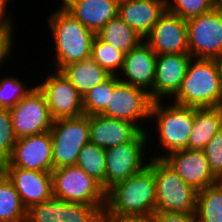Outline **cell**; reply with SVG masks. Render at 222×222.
<instances>
[{
  "mask_svg": "<svg viewBox=\"0 0 222 222\" xmlns=\"http://www.w3.org/2000/svg\"><path fill=\"white\" fill-rule=\"evenodd\" d=\"M156 192L154 173L146 166L106 192L105 217H152L156 212Z\"/></svg>",
  "mask_w": 222,
  "mask_h": 222,
  "instance_id": "6da1fadb",
  "label": "cell"
},
{
  "mask_svg": "<svg viewBox=\"0 0 222 222\" xmlns=\"http://www.w3.org/2000/svg\"><path fill=\"white\" fill-rule=\"evenodd\" d=\"M51 30L55 50V70L91 57L92 43L96 34L87 29L63 6L50 13ZM57 67V68H56Z\"/></svg>",
  "mask_w": 222,
  "mask_h": 222,
  "instance_id": "7a4b0ae2",
  "label": "cell"
},
{
  "mask_svg": "<svg viewBox=\"0 0 222 222\" xmlns=\"http://www.w3.org/2000/svg\"><path fill=\"white\" fill-rule=\"evenodd\" d=\"M174 98V99H173ZM170 100L173 103L196 107L222 106L218 68L214 59L192 58L181 87Z\"/></svg>",
  "mask_w": 222,
  "mask_h": 222,
  "instance_id": "3957f363",
  "label": "cell"
},
{
  "mask_svg": "<svg viewBox=\"0 0 222 222\" xmlns=\"http://www.w3.org/2000/svg\"><path fill=\"white\" fill-rule=\"evenodd\" d=\"M172 103V104H171ZM163 105L162 101H154L151 105L150 118H155L158 134L157 143L162 154H154L152 158H164L169 153L188 149V139L192 132L194 107L182 106L171 102ZM156 116V117H155ZM167 151V153H166Z\"/></svg>",
  "mask_w": 222,
  "mask_h": 222,
  "instance_id": "277c9868",
  "label": "cell"
},
{
  "mask_svg": "<svg viewBox=\"0 0 222 222\" xmlns=\"http://www.w3.org/2000/svg\"><path fill=\"white\" fill-rule=\"evenodd\" d=\"M148 167L156 181V211L196 212L198 192L188 185L163 158H150Z\"/></svg>",
  "mask_w": 222,
  "mask_h": 222,
  "instance_id": "5b68a950",
  "label": "cell"
},
{
  "mask_svg": "<svg viewBox=\"0 0 222 222\" xmlns=\"http://www.w3.org/2000/svg\"><path fill=\"white\" fill-rule=\"evenodd\" d=\"M53 197L69 203L105 207L106 192L77 165L52 170Z\"/></svg>",
  "mask_w": 222,
  "mask_h": 222,
  "instance_id": "8992f818",
  "label": "cell"
},
{
  "mask_svg": "<svg viewBox=\"0 0 222 222\" xmlns=\"http://www.w3.org/2000/svg\"><path fill=\"white\" fill-rule=\"evenodd\" d=\"M50 136L53 169L75 165L80 150L90 142L89 115L53 120Z\"/></svg>",
  "mask_w": 222,
  "mask_h": 222,
  "instance_id": "52a82bcc",
  "label": "cell"
},
{
  "mask_svg": "<svg viewBox=\"0 0 222 222\" xmlns=\"http://www.w3.org/2000/svg\"><path fill=\"white\" fill-rule=\"evenodd\" d=\"M147 135L146 131H141L131 142L105 150V192L115 184L141 172L148 165V161L144 163L147 159L144 156L146 145L149 142Z\"/></svg>",
  "mask_w": 222,
  "mask_h": 222,
  "instance_id": "ba28073f",
  "label": "cell"
},
{
  "mask_svg": "<svg viewBox=\"0 0 222 222\" xmlns=\"http://www.w3.org/2000/svg\"><path fill=\"white\" fill-rule=\"evenodd\" d=\"M189 54L193 58L222 56V11L217 7L186 20Z\"/></svg>",
  "mask_w": 222,
  "mask_h": 222,
  "instance_id": "9c48e42d",
  "label": "cell"
},
{
  "mask_svg": "<svg viewBox=\"0 0 222 222\" xmlns=\"http://www.w3.org/2000/svg\"><path fill=\"white\" fill-rule=\"evenodd\" d=\"M153 101L149 93L140 88L118 79L114 75V92L110 93L109 103L101 115L129 121L135 124L141 131H146L139 121L150 118V110Z\"/></svg>",
  "mask_w": 222,
  "mask_h": 222,
  "instance_id": "30bf717a",
  "label": "cell"
},
{
  "mask_svg": "<svg viewBox=\"0 0 222 222\" xmlns=\"http://www.w3.org/2000/svg\"><path fill=\"white\" fill-rule=\"evenodd\" d=\"M9 112L16 139L50 131L53 124L45 96L36 85Z\"/></svg>",
  "mask_w": 222,
  "mask_h": 222,
  "instance_id": "8fae6325",
  "label": "cell"
},
{
  "mask_svg": "<svg viewBox=\"0 0 222 222\" xmlns=\"http://www.w3.org/2000/svg\"><path fill=\"white\" fill-rule=\"evenodd\" d=\"M46 77L43 82L35 85L44 94L52 119L76 118L84 115L83 97L62 72L50 71Z\"/></svg>",
  "mask_w": 222,
  "mask_h": 222,
  "instance_id": "7c38bea8",
  "label": "cell"
},
{
  "mask_svg": "<svg viewBox=\"0 0 222 222\" xmlns=\"http://www.w3.org/2000/svg\"><path fill=\"white\" fill-rule=\"evenodd\" d=\"M0 168L52 172L53 158L50 131L16 139L10 157Z\"/></svg>",
  "mask_w": 222,
  "mask_h": 222,
  "instance_id": "4fadbf2b",
  "label": "cell"
},
{
  "mask_svg": "<svg viewBox=\"0 0 222 222\" xmlns=\"http://www.w3.org/2000/svg\"><path fill=\"white\" fill-rule=\"evenodd\" d=\"M144 41L156 55L189 53L186 20L166 10Z\"/></svg>",
  "mask_w": 222,
  "mask_h": 222,
  "instance_id": "5bb4252c",
  "label": "cell"
},
{
  "mask_svg": "<svg viewBox=\"0 0 222 222\" xmlns=\"http://www.w3.org/2000/svg\"><path fill=\"white\" fill-rule=\"evenodd\" d=\"M192 58L189 53L156 56L155 80L153 89L149 92L153 102L163 101L164 98L170 100L177 94Z\"/></svg>",
  "mask_w": 222,
  "mask_h": 222,
  "instance_id": "9a60e30c",
  "label": "cell"
},
{
  "mask_svg": "<svg viewBox=\"0 0 222 222\" xmlns=\"http://www.w3.org/2000/svg\"><path fill=\"white\" fill-rule=\"evenodd\" d=\"M163 159L197 192L219 182L211 172L203 150H178Z\"/></svg>",
  "mask_w": 222,
  "mask_h": 222,
  "instance_id": "2e32d148",
  "label": "cell"
},
{
  "mask_svg": "<svg viewBox=\"0 0 222 222\" xmlns=\"http://www.w3.org/2000/svg\"><path fill=\"white\" fill-rule=\"evenodd\" d=\"M0 170L12 182L26 209L53 196L51 172L21 168H0Z\"/></svg>",
  "mask_w": 222,
  "mask_h": 222,
  "instance_id": "e0dca14e",
  "label": "cell"
},
{
  "mask_svg": "<svg viewBox=\"0 0 222 222\" xmlns=\"http://www.w3.org/2000/svg\"><path fill=\"white\" fill-rule=\"evenodd\" d=\"M156 54L151 47L142 41L137 47L125 53L120 75L121 82L140 87L148 93L153 89L156 71Z\"/></svg>",
  "mask_w": 222,
  "mask_h": 222,
  "instance_id": "ac0fdd59",
  "label": "cell"
},
{
  "mask_svg": "<svg viewBox=\"0 0 222 222\" xmlns=\"http://www.w3.org/2000/svg\"><path fill=\"white\" fill-rule=\"evenodd\" d=\"M90 143L108 149L131 142L141 130L133 123L101 114L89 116Z\"/></svg>",
  "mask_w": 222,
  "mask_h": 222,
  "instance_id": "d6986e66",
  "label": "cell"
},
{
  "mask_svg": "<svg viewBox=\"0 0 222 222\" xmlns=\"http://www.w3.org/2000/svg\"><path fill=\"white\" fill-rule=\"evenodd\" d=\"M61 4L87 29L98 33L118 16L119 0H62Z\"/></svg>",
  "mask_w": 222,
  "mask_h": 222,
  "instance_id": "ffe728a7",
  "label": "cell"
},
{
  "mask_svg": "<svg viewBox=\"0 0 222 222\" xmlns=\"http://www.w3.org/2000/svg\"><path fill=\"white\" fill-rule=\"evenodd\" d=\"M166 10V0H119L118 16L145 38Z\"/></svg>",
  "mask_w": 222,
  "mask_h": 222,
  "instance_id": "44dd1931",
  "label": "cell"
},
{
  "mask_svg": "<svg viewBox=\"0 0 222 222\" xmlns=\"http://www.w3.org/2000/svg\"><path fill=\"white\" fill-rule=\"evenodd\" d=\"M222 129V106L194 107L192 132L188 139V149L204 150L212 137Z\"/></svg>",
  "mask_w": 222,
  "mask_h": 222,
  "instance_id": "7402d4cb",
  "label": "cell"
},
{
  "mask_svg": "<svg viewBox=\"0 0 222 222\" xmlns=\"http://www.w3.org/2000/svg\"><path fill=\"white\" fill-rule=\"evenodd\" d=\"M60 71L77 89L82 97L110 76L91 57L84 59L83 61L68 64Z\"/></svg>",
  "mask_w": 222,
  "mask_h": 222,
  "instance_id": "603a6c76",
  "label": "cell"
},
{
  "mask_svg": "<svg viewBox=\"0 0 222 222\" xmlns=\"http://www.w3.org/2000/svg\"><path fill=\"white\" fill-rule=\"evenodd\" d=\"M96 35L114 49L124 53H128L144 41V38L119 16L110 20Z\"/></svg>",
  "mask_w": 222,
  "mask_h": 222,
  "instance_id": "cb8c5ba5",
  "label": "cell"
},
{
  "mask_svg": "<svg viewBox=\"0 0 222 222\" xmlns=\"http://www.w3.org/2000/svg\"><path fill=\"white\" fill-rule=\"evenodd\" d=\"M26 211L12 182L0 170V222H25Z\"/></svg>",
  "mask_w": 222,
  "mask_h": 222,
  "instance_id": "d4e9b609",
  "label": "cell"
},
{
  "mask_svg": "<svg viewBox=\"0 0 222 222\" xmlns=\"http://www.w3.org/2000/svg\"><path fill=\"white\" fill-rule=\"evenodd\" d=\"M195 213L198 222H222V181L198 191Z\"/></svg>",
  "mask_w": 222,
  "mask_h": 222,
  "instance_id": "484cf974",
  "label": "cell"
},
{
  "mask_svg": "<svg viewBox=\"0 0 222 222\" xmlns=\"http://www.w3.org/2000/svg\"><path fill=\"white\" fill-rule=\"evenodd\" d=\"M75 165L96 180L105 191V149L90 142L85 144L78 154Z\"/></svg>",
  "mask_w": 222,
  "mask_h": 222,
  "instance_id": "4316f807",
  "label": "cell"
},
{
  "mask_svg": "<svg viewBox=\"0 0 222 222\" xmlns=\"http://www.w3.org/2000/svg\"><path fill=\"white\" fill-rule=\"evenodd\" d=\"M68 218L69 202L52 196L44 202L29 207L25 222H68Z\"/></svg>",
  "mask_w": 222,
  "mask_h": 222,
  "instance_id": "83f0119b",
  "label": "cell"
},
{
  "mask_svg": "<svg viewBox=\"0 0 222 222\" xmlns=\"http://www.w3.org/2000/svg\"><path fill=\"white\" fill-rule=\"evenodd\" d=\"M91 58L109 75H118L123 66L125 53L114 49L96 35L92 43Z\"/></svg>",
  "mask_w": 222,
  "mask_h": 222,
  "instance_id": "f1b7e54d",
  "label": "cell"
},
{
  "mask_svg": "<svg viewBox=\"0 0 222 222\" xmlns=\"http://www.w3.org/2000/svg\"><path fill=\"white\" fill-rule=\"evenodd\" d=\"M114 92V75L96 85L83 97L84 115L101 114L107 107L110 93Z\"/></svg>",
  "mask_w": 222,
  "mask_h": 222,
  "instance_id": "f546056e",
  "label": "cell"
},
{
  "mask_svg": "<svg viewBox=\"0 0 222 222\" xmlns=\"http://www.w3.org/2000/svg\"><path fill=\"white\" fill-rule=\"evenodd\" d=\"M19 77L5 76L0 79V108L10 109L14 107L23 97H25L31 88H27Z\"/></svg>",
  "mask_w": 222,
  "mask_h": 222,
  "instance_id": "4dcf8cb0",
  "label": "cell"
},
{
  "mask_svg": "<svg viewBox=\"0 0 222 222\" xmlns=\"http://www.w3.org/2000/svg\"><path fill=\"white\" fill-rule=\"evenodd\" d=\"M166 5L167 11L188 20L212 10L216 0H166Z\"/></svg>",
  "mask_w": 222,
  "mask_h": 222,
  "instance_id": "1f68e13d",
  "label": "cell"
},
{
  "mask_svg": "<svg viewBox=\"0 0 222 222\" xmlns=\"http://www.w3.org/2000/svg\"><path fill=\"white\" fill-rule=\"evenodd\" d=\"M15 143L9 109L0 108V166L10 157Z\"/></svg>",
  "mask_w": 222,
  "mask_h": 222,
  "instance_id": "d6a6232c",
  "label": "cell"
},
{
  "mask_svg": "<svg viewBox=\"0 0 222 222\" xmlns=\"http://www.w3.org/2000/svg\"><path fill=\"white\" fill-rule=\"evenodd\" d=\"M105 207L69 203L68 222H103Z\"/></svg>",
  "mask_w": 222,
  "mask_h": 222,
  "instance_id": "836d02e7",
  "label": "cell"
},
{
  "mask_svg": "<svg viewBox=\"0 0 222 222\" xmlns=\"http://www.w3.org/2000/svg\"><path fill=\"white\" fill-rule=\"evenodd\" d=\"M203 151L211 172L222 181V129L212 137Z\"/></svg>",
  "mask_w": 222,
  "mask_h": 222,
  "instance_id": "e575fe53",
  "label": "cell"
},
{
  "mask_svg": "<svg viewBox=\"0 0 222 222\" xmlns=\"http://www.w3.org/2000/svg\"><path fill=\"white\" fill-rule=\"evenodd\" d=\"M153 217L157 222H198L197 215L195 212L191 213H175L156 211Z\"/></svg>",
  "mask_w": 222,
  "mask_h": 222,
  "instance_id": "d590c367",
  "label": "cell"
},
{
  "mask_svg": "<svg viewBox=\"0 0 222 222\" xmlns=\"http://www.w3.org/2000/svg\"><path fill=\"white\" fill-rule=\"evenodd\" d=\"M9 0H0V34H14V29L12 28V16L10 17L8 12ZM8 12V13H7Z\"/></svg>",
  "mask_w": 222,
  "mask_h": 222,
  "instance_id": "8d00e7d4",
  "label": "cell"
},
{
  "mask_svg": "<svg viewBox=\"0 0 222 222\" xmlns=\"http://www.w3.org/2000/svg\"><path fill=\"white\" fill-rule=\"evenodd\" d=\"M13 37L14 34H0V65L4 64L5 60L10 57L12 50H14V48H12L14 47Z\"/></svg>",
  "mask_w": 222,
  "mask_h": 222,
  "instance_id": "74e56055",
  "label": "cell"
},
{
  "mask_svg": "<svg viewBox=\"0 0 222 222\" xmlns=\"http://www.w3.org/2000/svg\"><path fill=\"white\" fill-rule=\"evenodd\" d=\"M103 222H157V221L153 216L145 218H130V219H121V218L104 216Z\"/></svg>",
  "mask_w": 222,
  "mask_h": 222,
  "instance_id": "f35d334b",
  "label": "cell"
},
{
  "mask_svg": "<svg viewBox=\"0 0 222 222\" xmlns=\"http://www.w3.org/2000/svg\"><path fill=\"white\" fill-rule=\"evenodd\" d=\"M214 60L217 65V68H218L219 83H220V89H221V93H222V56L215 58Z\"/></svg>",
  "mask_w": 222,
  "mask_h": 222,
  "instance_id": "ab89813d",
  "label": "cell"
},
{
  "mask_svg": "<svg viewBox=\"0 0 222 222\" xmlns=\"http://www.w3.org/2000/svg\"><path fill=\"white\" fill-rule=\"evenodd\" d=\"M216 7L222 11V0H216Z\"/></svg>",
  "mask_w": 222,
  "mask_h": 222,
  "instance_id": "60d3db41",
  "label": "cell"
}]
</instances>
